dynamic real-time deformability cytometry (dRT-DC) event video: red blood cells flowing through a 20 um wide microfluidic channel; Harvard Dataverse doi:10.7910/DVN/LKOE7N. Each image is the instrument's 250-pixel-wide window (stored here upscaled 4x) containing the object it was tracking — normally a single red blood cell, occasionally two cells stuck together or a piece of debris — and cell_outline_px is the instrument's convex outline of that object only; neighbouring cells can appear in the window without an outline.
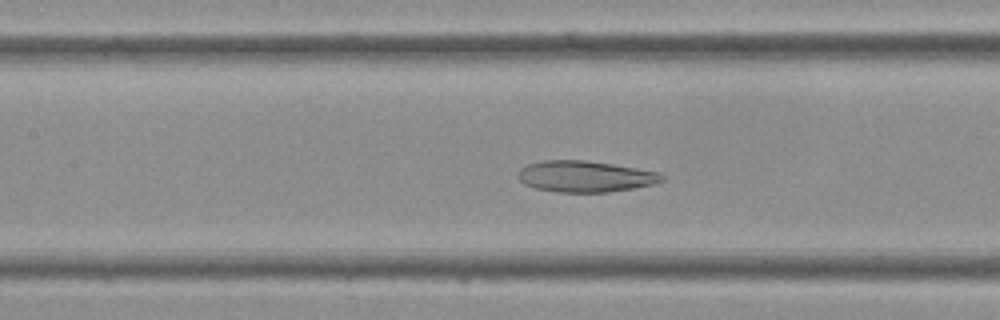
{"species": "Egyptian fruit bat (a non-hibernating species)", "species_latin": "Rousettus aegyptiacus", "temperature_condition": "cold", "stored_images_in_passage": 42, "camera_frame_rate_fps": 3000, "um_per_image_px": 0.085, "frame": {"image": 1, "passage_image": 19, "time_ms": 6.0, "image_size_px": [1000, 320], "cell_outline_px": [[664, 180], [652, 184], [632, 188], [608, 192], [556, 192], [536, 188], [524, 184], [516, 176], [520, 168], [528, 164], [544, 160], [584, 160], [612, 164], [656, 172], [664, 176]], "centroid_in_image_um": [49.68, 14.99], "position_along_channel_um": 157.7, "area_um2": 25.95}}
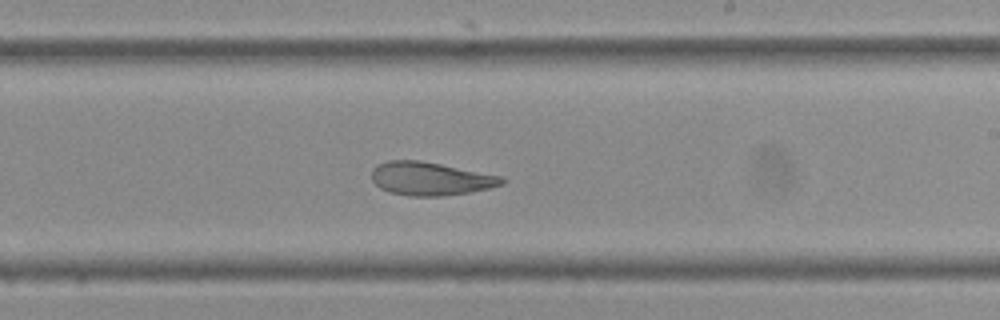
{"frame": {"image": 2, "passage_image": 25, "time_ms": 8.0, "image_size_px": [1000, 320], "cell_outline_px": [[504, 184], [472, 192], [440, 196], [408, 196], [392, 192], [380, 188], [372, 180], [372, 168], [376, 164], [388, 160], [420, 160], [504, 176]], "centroid_in_image_um": [36.59, 15.18], "position_along_channel_um": 252.4, "area_um2": 25.37}}
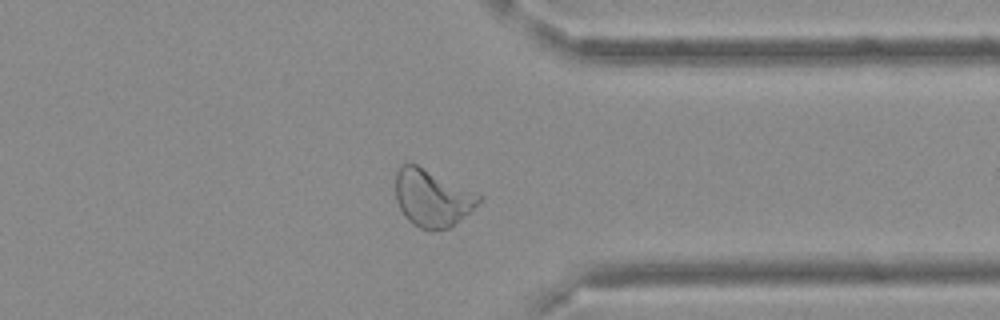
{"frame": {"image": 3, "passage_image": 33, "time_ms": 10.667, "image_size_px": [1000, 320], "cell_outline_px": [[484, 196], [468, 212], [448, 228], [432, 232], [420, 228], [412, 224], [404, 216], [396, 200], [396, 172], [400, 164], [416, 164]], "centroid_in_image_um": [36.7, 16.84], "position_along_channel_um": 374.7, "area_um2": 27.46}}